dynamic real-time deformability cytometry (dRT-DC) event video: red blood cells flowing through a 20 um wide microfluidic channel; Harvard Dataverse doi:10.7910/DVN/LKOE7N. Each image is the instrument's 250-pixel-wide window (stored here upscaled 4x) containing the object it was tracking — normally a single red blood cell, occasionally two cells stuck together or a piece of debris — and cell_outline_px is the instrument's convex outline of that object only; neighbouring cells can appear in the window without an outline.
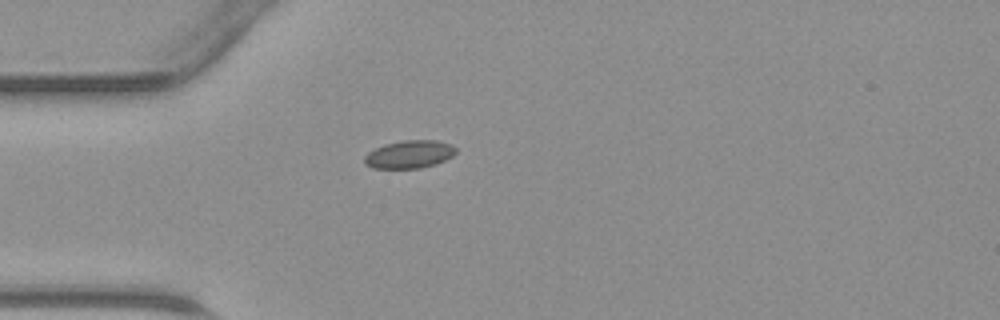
{"species": "common noctule bat (a hibernating species)", "species_latin": "Nyctalus noctula", "temperature_condition": "warm", "stored_images_in_passage": 34, "camera_frame_rate_fps": 3000, "um_per_image_px": 0.085, "animal": {"sex": "male", "body_mass_g": 23.1, "forearm_length_mm": 52.7}, "frame": {"image": 1, "passage_image": 1, "time_ms": 0.0, "image_size_px": [1000, 320], "cell_outline_px": [[456, 152], [452, 156], [436, 164], [420, 168], [372, 168], [364, 164], [364, 156], [368, 152], [384, 144], [404, 140], [436, 140], [452, 144], [456, 148]], "centroid_in_image_um": [34.79, 13.11], "position_along_channel_um": 50.2, "area_um2": 14.91}}
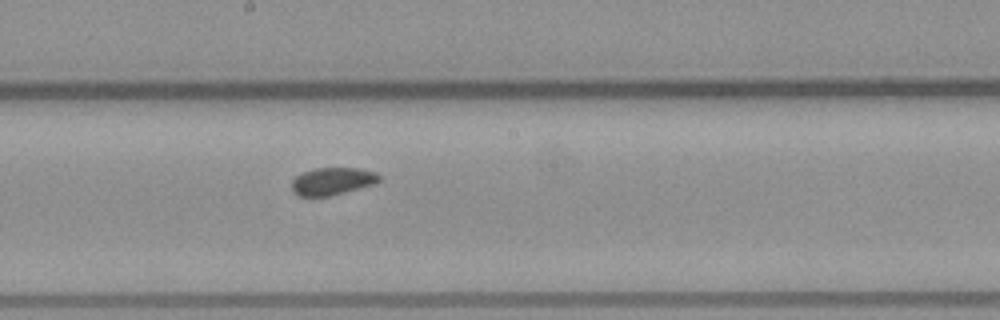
{"frame": {"image": 2, "passage_image": 13, "time_ms": 4.0, "image_size_px": [1000, 320], "cell_outline_px": [[380, 180], [372, 184], [344, 192], [328, 196], [300, 196], [292, 192], [292, 180], [296, 176], [304, 172], [316, 168], [360, 168], [376, 172], [380, 176]], "centroid_in_image_um": [28.23, 15.39], "position_along_channel_um": 220.0, "area_um2": 13.81}}
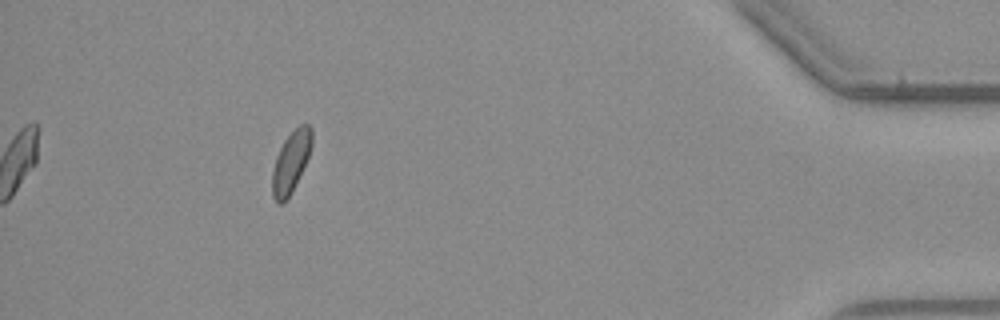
{"frame": {"image": 3, "passage_image": 30, "time_ms": 9.667, "image_size_px": [1000, 320], "cell_outline_px": [[312, 144], [308, 156], [292, 192], [280, 204], [276, 204], [272, 196], [272, 172], [276, 156], [284, 140], [300, 124], [308, 124], [312, 128]], "centroid_in_image_um": [24.71, 13.77], "position_along_channel_um": 410.5, "area_um2": 13.93}}